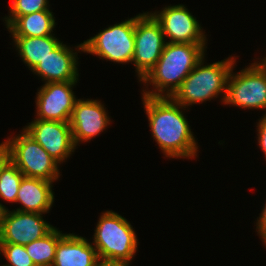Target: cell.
Segmentation results:
<instances>
[{
    "label": "cell",
    "mask_w": 266,
    "mask_h": 266,
    "mask_svg": "<svg viewBox=\"0 0 266 266\" xmlns=\"http://www.w3.org/2000/svg\"><path fill=\"white\" fill-rule=\"evenodd\" d=\"M152 136L161 151L171 158H194L197 143L181 105L171 97L142 96Z\"/></svg>",
    "instance_id": "obj_1"
},
{
    "label": "cell",
    "mask_w": 266,
    "mask_h": 266,
    "mask_svg": "<svg viewBox=\"0 0 266 266\" xmlns=\"http://www.w3.org/2000/svg\"><path fill=\"white\" fill-rule=\"evenodd\" d=\"M205 47L206 44L167 42L158 62L141 80L144 84L152 85L155 90H143L142 95L171 97L204 58Z\"/></svg>",
    "instance_id": "obj_2"
},
{
    "label": "cell",
    "mask_w": 266,
    "mask_h": 266,
    "mask_svg": "<svg viewBox=\"0 0 266 266\" xmlns=\"http://www.w3.org/2000/svg\"><path fill=\"white\" fill-rule=\"evenodd\" d=\"M235 59L236 57L231 56L213 64L203 65V58L186 76L171 98L184 108L217 98L219 94H224L221 98L224 102L228 77L236 62Z\"/></svg>",
    "instance_id": "obj_3"
},
{
    "label": "cell",
    "mask_w": 266,
    "mask_h": 266,
    "mask_svg": "<svg viewBox=\"0 0 266 266\" xmlns=\"http://www.w3.org/2000/svg\"><path fill=\"white\" fill-rule=\"evenodd\" d=\"M93 238L99 260L125 266H129L139 243L130 222L112 210L102 213Z\"/></svg>",
    "instance_id": "obj_4"
},
{
    "label": "cell",
    "mask_w": 266,
    "mask_h": 266,
    "mask_svg": "<svg viewBox=\"0 0 266 266\" xmlns=\"http://www.w3.org/2000/svg\"><path fill=\"white\" fill-rule=\"evenodd\" d=\"M22 132L4 141L8 158L26 177L50 182L57 180L60 177L59 164L30 135Z\"/></svg>",
    "instance_id": "obj_5"
},
{
    "label": "cell",
    "mask_w": 266,
    "mask_h": 266,
    "mask_svg": "<svg viewBox=\"0 0 266 266\" xmlns=\"http://www.w3.org/2000/svg\"><path fill=\"white\" fill-rule=\"evenodd\" d=\"M134 35L135 17L109 26L79 44L76 49L112 62L129 63L135 51Z\"/></svg>",
    "instance_id": "obj_6"
},
{
    "label": "cell",
    "mask_w": 266,
    "mask_h": 266,
    "mask_svg": "<svg viewBox=\"0 0 266 266\" xmlns=\"http://www.w3.org/2000/svg\"><path fill=\"white\" fill-rule=\"evenodd\" d=\"M223 103L266 110V66L261 61L254 62L235 74L232 68Z\"/></svg>",
    "instance_id": "obj_7"
},
{
    "label": "cell",
    "mask_w": 266,
    "mask_h": 266,
    "mask_svg": "<svg viewBox=\"0 0 266 266\" xmlns=\"http://www.w3.org/2000/svg\"><path fill=\"white\" fill-rule=\"evenodd\" d=\"M134 40L132 62L141 81L158 62L167 42L160 23L149 12L135 16Z\"/></svg>",
    "instance_id": "obj_8"
},
{
    "label": "cell",
    "mask_w": 266,
    "mask_h": 266,
    "mask_svg": "<svg viewBox=\"0 0 266 266\" xmlns=\"http://www.w3.org/2000/svg\"><path fill=\"white\" fill-rule=\"evenodd\" d=\"M53 228L44 221L41 213L5 209L0 226V243L26 246L44 237Z\"/></svg>",
    "instance_id": "obj_9"
},
{
    "label": "cell",
    "mask_w": 266,
    "mask_h": 266,
    "mask_svg": "<svg viewBox=\"0 0 266 266\" xmlns=\"http://www.w3.org/2000/svg\"><path fill=\"white\" fill-rule=\"evenodd\" d=\"M77 81L48 82L37 93L36 109L39 120L70 122L78 99L73 93Z\"/></svg>",
    "instance_id": "obj_10"
},
{
    "label": "cell",
    "mask_w": 266,
    "mask_h": 266,
    "mask_svg": "<svg viewBox=\"0 0 266 266\" xmlns=\"http://www.w3.org/2000/svg\"><path fill=\"white\" fill-rule=\"evenodd\" d=\"M160 23L169 43L206 44V36L195 17L185 5L163 7L161 12L151 13Z\"/></svg>",
    "instance_id": "obj_11"
},
{
    "label": "cell",
    "mask_w": 266,
    "mask_h": 266,
    "mask_svg": "<svg viewBox=\"0 0 266 266\" xmlns=\"http://www.w3.org/2000/svg\"><path fill=\"white\" fill-rule=\"evenodd\" d=\"M25 127L23 130L38 142L58 164L65 161L76 148L70 122L36 119Z\"/></svg>",
    "instance_id": "obj_12"
},
{
    "label": "cell",
    "mask_w": 266,
    "mask_h": 266,
    "mask_svg": "<svg viewBox=\"0 0 266 266\" xmlns=\"http://www.w3.org/2000/svg\"><path fill=\"white\" fill-rule=\"evenodd\" d=\"M104 105L98 100L78 99L73 108L70 127L74 145L98 136L110 124Z\"/></svg>",
    "instance_id": "obj_13"
},
{
    "label": "cell",
    "mask_w": 266,
    "mask_h": 266,
    "mask_svg": "<svg viewBox=\"0 0 266 266\" xmlns=\"http://www.w3.org/2000/svg\"><path fill=\"white\" fill-rule=\"evenodd\" d=\"M77 53L63 42L32 70L45 83L78 81Z\"/></svg>",
    "instance_id": "obj_14"
},
{
    "label": "cell",
    "mask_w": 266,
    "mask_h": 266,
    "mask_svg": "<svg viewBox=\"0 0 266 266\" xmlns=\"http://www.w3.org/2000/svg\"><path fill=\"white\" fill-rule=\"evenodd\" d=\"M97 250L84 237L65 234L57 244L52 266H95Z\"/></svg>",
    "instance_id": "obj_15"
},
{
    "label": "cell",
    "mask_w": 266,
    "mask_h": 266,
    "mask_svg": "<svg viewBox=\"0 0 266 266\" xmlns=\"http://www.w3.org/2000/svg\"><path fill=\"white\" fill-rule=\"evenodd\" d=\"M50 181L24 176L17 193L16 203H21V212L47 213L54 202ZM23 206V207H22Z\"/></svg>",
    "instance_id": "obj_16"
},
{
    "label": "cell",
    "mask_w": 266,
    "mask_h": 266,
    "mask_svg": "<svg viewBox=\"0 0 266 266\" xmlns=\"http://www.w3.org/2000/svg\"><path fill=\"white\" fill-rule=\"evenodd\" d=\"M12 37H43L52 35L55 17L51 11H38L20 17H5Z\"/></svg>",
    "instance_id": "obj_17"
},
{
    "label": "cell",
    "mask_w": 266,
    "mask_h": 266,
    "mask_svg": "<svg viewBox=\"0 0 266 266\" xmlns=\"http://www.w3.org/2000/svg\"><path fill=\"white\" fill-rule=\"evenodd\" d=\"M16 50L32 71L50 52L62 42L53 35L43 37H13Z\"/></svg>",
    "instance_id": "obj_18"
},
{
    "label": "cell",
    "mask_w": 266,
    "mask_h": 266,
    "mask_svg": "<svg viewBox=\"0 0 266 266\" xmlns=\"http://www.w3.org/2000/svg\"><path fill=\"white\" fill-rule=\"evenodd\" d=\"M65 234L53 228L44 237L37 239L25 246V249L35 266H52L58 241Z\"/></svg>",
    "instance_id": "obj_19"
},
{
    "label": "cell",
    "mask_w": 266,
    "mask_h": 266,
    "mask_svg": "<svg viewBox=\"0 0 266 266\" xmlns=\"http://www.w3.org/2000/svg\"><path fill=\"white\" fill-rule=\"evenodd\" d=\"M24 174L7 158L0 166V198L16 202L17 193Z\"/></svg>",
    "instance_id": "obj_20"
},
{
    "label": "cell",
    "mask_w": 266,
    "mask_h": 266,
    "mask_svg": "<svg viewBox=\"0 0 266 266\" xmlns=\"http://www.w3.org/2000/svg\"><path fill=\"white\" fill-rule=\"evenodd\" d=\"M3 253L10 264L2 266H35L25 246L12 243H0V254Z\"/></svg>",
    "instance_id": "obj_21"
},
{
    "label": "cell",
    "mask_w": 266,
    "mask_h": 266,
    "mask_svg": "<svg viewBox=\"0 0 266 266\" xmlns=\"http://www.w3.org/2000/svg\"><path fill=\"white\" fill-rule=\"evenodd\" d=\"M48 0H12L9 17H20L38 11H50Z\"/></svg>",
    "instance_id": "obj_22"
},
{
    "label": "cell",
    "mask_w": 266,
    "mask_h": 266,
    "mask_svg": "<svg viewBox=\"0 0 266 266\" xmlns=\"http://www.w3.org/2000/svg\"><path fill=\"white\" fill-rule=\"evenodd\" d=\"M258 124V143L261 147V150L264 152V155L266 157V113L263 115V117L259 120Z\"/></svg>",
    "instance_id": "obj_23"
},
{
    "label": "cell",
    "mask_w": 266,
    "mask_h": 266,
    "mask_svg": "<svg viewBox=\"0 0 266 266\" xmlns=\"http://www.w3.org/2000/svg\"><path fill=\"white\" fill-rule=\"evenodd\" d=\"M256 231L258 230V234L261 236L265 246H266V203L263 207L261 216L257 219V227Z\"/></svg>",
    "instance_id": "obj_24"
},
{
    "label": "cell",
    "mask_w": 266,
    "mask_h": 266,
    "mask_svg": "<svg viewBox=\"0 0 266 266\" xmlns=\"http://www.w3.org/2000/svg\"><path fill=\"white\" fill-rule=\"evenodd\" d=\"M8 158L7 148L4 142L0 144V166Z\"/></svg>",
    "instance_id": "obj_25"
},
{
    "label": "cell",
    "mask_w": 266,
    "mask_h": 266,
    "mask_svg": "<svg viewBox=\"0 0 266 266\" xmlns=\"http://www.w3.org/2000/svg\"><path fill=\"white\" fill-rule=\"evenodd\" d=\"M95 266H125L121 263L117 262H111V261H106V260H100L98 261Z\"/></svg>",
    "instance_id": "obj_26"
},
{
    "label": "cell",
    "mask_w": 266,
    "mask_h": 266,
    "mask_svg": "<svg viewBox=\"0 0 266 266\" xmlns=\"http://www.w3.org/2000/svg\"><path fill=\"white\" fill-rule=\"evenodd\" d=\"M5 209L7 208L3 204L0 203V226H1L2 214Z\"/></svg>",
    "instance_id": "obj_27"
},
{
    "label": "cell",
    "mask_w": 266,
    "mask_h": 266,
    "mask_svg": "<svg viewBox=\"0 0 266 266\" xmlns=\"http://www.w3.org/2000/svg\"><path fill=\"white\" fill-rule=\"evenodd\" d=\"M260 61L266 66V57H264V59H261Z\"/></svg>",
    "instance_id": "obj_28"
}]
</instances>
